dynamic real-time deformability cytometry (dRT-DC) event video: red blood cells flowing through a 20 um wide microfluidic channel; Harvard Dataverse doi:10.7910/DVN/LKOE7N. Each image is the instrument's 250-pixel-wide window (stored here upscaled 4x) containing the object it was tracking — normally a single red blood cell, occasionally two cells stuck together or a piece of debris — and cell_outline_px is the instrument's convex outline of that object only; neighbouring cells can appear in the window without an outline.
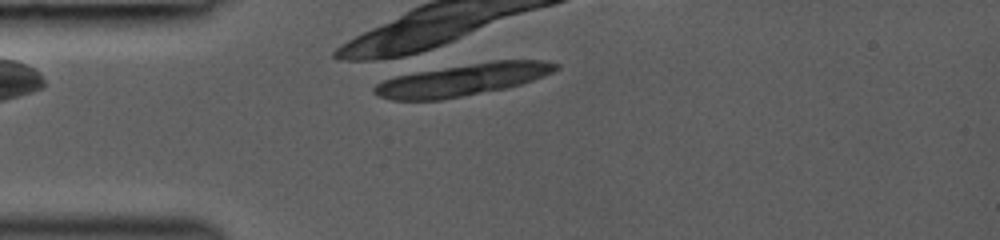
{"species": "common noctule bat (a hibernating species)", "species_latin": "Nyctalus noctula", "temperature_condition": "room temperature", "stored_images_in_passage": 1, "camera_frame_rate_fps": 3000, "um_per_image_px": 0.085, "animal": {"sex": "female", "body_mass_g": 19.0, "forearm_length_mm": 53.3}, "frame": {"image": 1, "passage_image": 1, "time_ms": 0.0, "image_size_px": [1000, 240], "cell_outline_px": [[560, 68], [552, 72], [532, 80], [508, 88], [440, 100], [392, 100], [376, 96], [372, 92], [372, 88], [376, 84], [384, 80], [404, 72], [492, 60], [544, 60], [560, 64]], "centroid_in_image_um": [39.26, 6.77], "position_along_channel_um": 45.7, "area_um2": 34.62}}